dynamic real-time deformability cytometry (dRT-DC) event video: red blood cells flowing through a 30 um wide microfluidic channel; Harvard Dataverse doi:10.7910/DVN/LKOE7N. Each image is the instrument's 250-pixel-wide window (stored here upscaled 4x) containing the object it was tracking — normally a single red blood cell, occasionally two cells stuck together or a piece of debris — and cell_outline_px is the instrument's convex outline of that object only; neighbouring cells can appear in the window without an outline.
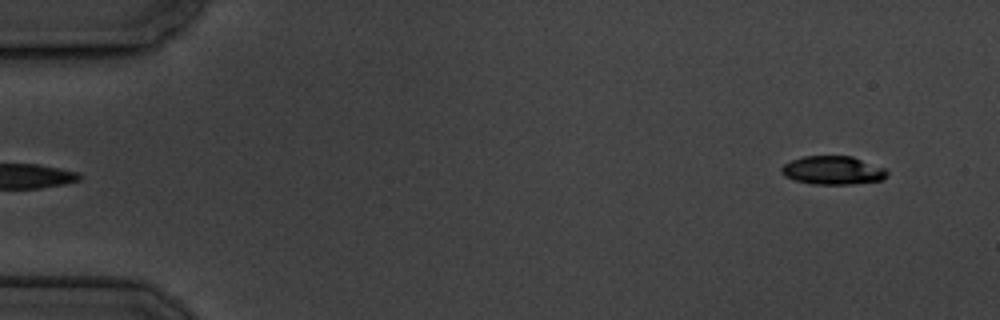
{"species": "common noctule bat (a hibernating species)", "species_latin": "Nyctalus noctula", "temperature_condition": "cold", "stored_images_in_passage": 5, "camera_frame_rate_fps": 3000, "um_per_image_px": 0.085, "animal": {"sex": "male", "body_mass_g": 19.5, "forearm_length_mm": 54.6}, "frame": {"image": 1, "passage_image": 5, "time_ms": 5.0, "image_size_px": [1000, 320], "cell_outline_px": [[888, 176], [880, 180], [852, 184], [812, 184], [796, 180], [784, 176], [780, 172], [780, 168], [784, 164], [792, 160], [804, 156], [852, 156], [884, 168], [888, 172]], "centroid_in_image_um": [70.77, 14.48], "position_along_channel_um": 14.2, "area_um2": 17.46}}